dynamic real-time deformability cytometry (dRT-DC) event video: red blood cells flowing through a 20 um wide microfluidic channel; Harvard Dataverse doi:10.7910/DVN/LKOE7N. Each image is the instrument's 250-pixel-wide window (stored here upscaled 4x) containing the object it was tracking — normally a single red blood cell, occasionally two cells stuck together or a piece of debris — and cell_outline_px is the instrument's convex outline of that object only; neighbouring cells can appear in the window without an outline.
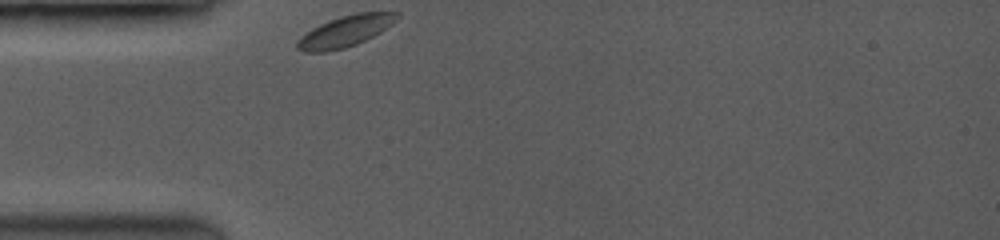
{"species": "common noctule bat (a hibernating species)", "species_latin": "Nyctalus noctula", "temperature_condition": "room temperature", "stored_images_in_passage": 1, "camera_frame_rate_fps": 3500, "um_per_image_px": 0.085, "animal": {"sex": "female", "body_mass_g": 19.0, "forearm_length_mm": 53.3}, "frame": {"image": 1, "passage_image": 1, "time_ms": 0.0, "image_size_px": [1000, 240], "cell_outline_px": [[400, 16], [392, 24], [380, 32], [356, 44], [344, 48], [328, 52], [304, 52], [296, 48], [296, 40], [300, 36], [312, 28], [328, 20], [340, 16], [356, 12], [400, 12]], "centroid_in_image_um": [29.32, 2.65], "position_along_channel_um": 55.7, "area_um2": 18.21}}